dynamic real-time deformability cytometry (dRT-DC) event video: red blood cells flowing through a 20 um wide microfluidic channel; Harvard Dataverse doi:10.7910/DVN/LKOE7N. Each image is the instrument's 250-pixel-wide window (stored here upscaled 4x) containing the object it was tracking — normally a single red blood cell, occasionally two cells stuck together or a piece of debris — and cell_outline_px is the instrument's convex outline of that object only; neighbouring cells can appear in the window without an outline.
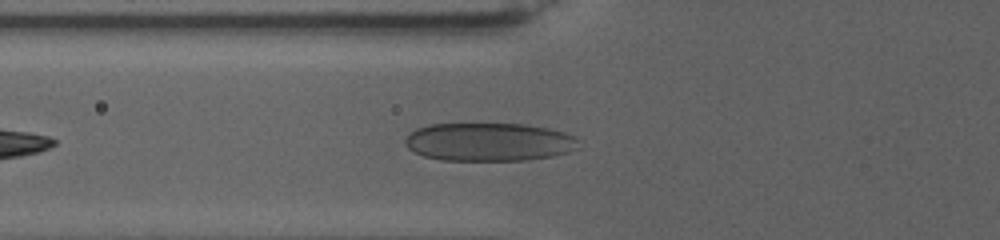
{"species": "human", "species_latin": "Homo sapiens", "temperature_condition": "warm", "stored_images_in_passage": 41, "camera_frame_rate_fps": 3000, "um_per_image_px": 0.085, "donor": {"sex": "female"}, "frame": {"image": 1, "passage_image": 5, "time_ms": 2.0, "image_size_px": [1000, 240], "cell_outline_px": [[580, 148], [568, 152], [552, 156], [528, 160], [440, 160], [424, 156], [408, 148], [404, 144], [404, 140], [416, 128], [428, 124], [524, 124], [548, 128], [564, 132], [576, 136], [580, 140]], "centroid_in_image_um": [41.61, 12.06], "position_along_channel_um": 84.2, "area_um2": 38.96}}
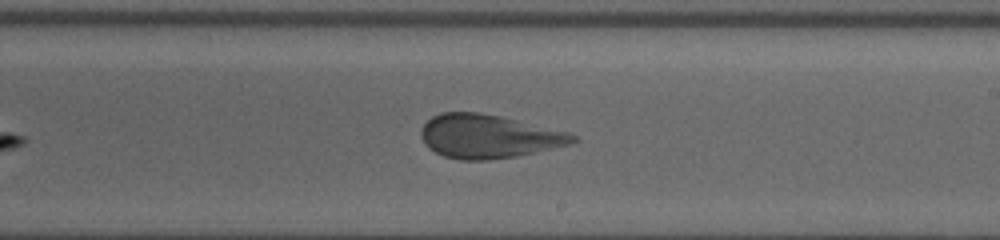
{"frame": {"image": 2, "passage_image": 19, "time_ms": 8.333, "image_size_px": [1000, 240], "cell_outline_px": [[580, 140], [568, 144], [552, 148], [516, 156], [488, 160], [460, 160], [444, 156], [428, 148], [424, 144], [420, 136], [420, 132], [424, 124], [432, 116], [440, 112], [480, 112], [500, 116], [572, 132]], "centroid_in_image_um": [41.52, 11.58], "position_along_channel_um": 247.5, "area_um2": 38.73}}
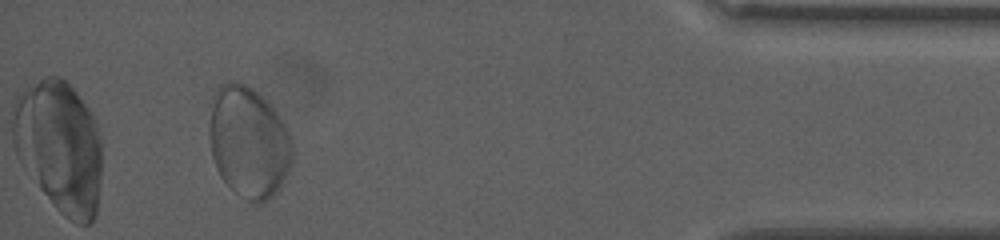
{"frame": {"image": 3, "passage_image": 37, "time_ms": 16.667, "image_size_px": [1000, 240], "cell_outline_px": [[292, 160], [288, 172], [280, 188], [272, 196], [260, 204], [256, 204], [248, 200], [236, 192], [220, 176], [216, 168], [212, 156], [208, 140], [208, 124], [216, 88], [220, 84], [228, 80], [236, 80], [252, 88], [276, 112], [284, 124], [288, 132], [292, 144]], "centroid_in_image_um": [21.11, 12.08], "position_along_channel_um": 414.1, "area_um2": 53.87}, "authors_computed_cell_mechanics": {"area_um2": 40.3444, "velocity_mm_per_s": 2.5726, "shape_relaxation_time_tau1_ms": 11.3471, "shape_relaxation_time_tau2_ms": null, "deformation_change_tau1": 0.1923, "deformation_change_tau2": null}}